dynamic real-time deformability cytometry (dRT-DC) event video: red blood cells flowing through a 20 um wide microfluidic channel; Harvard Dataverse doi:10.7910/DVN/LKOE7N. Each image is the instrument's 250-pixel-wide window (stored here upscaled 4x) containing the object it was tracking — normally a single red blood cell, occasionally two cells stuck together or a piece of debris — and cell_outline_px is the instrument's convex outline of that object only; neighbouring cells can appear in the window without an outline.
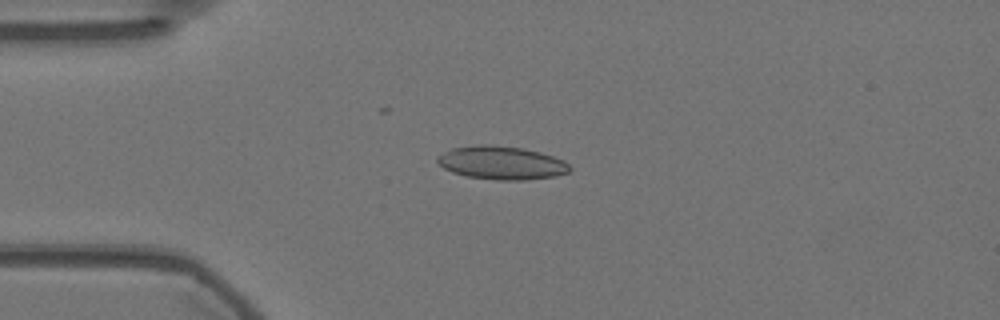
{"species": "Egyptian fruit bat (a non-hibernating species)", "species_latin": "Rousettus aegyptiacus", "temperature_condition": "warm", "stored_images_in_passage": 55, "camera_frame_rate_fps": 3000, "um_per_image_px": 0.085, "animal": {"sex": "female"}, "frame": {"image": 1, "passage_image": 13, "time_ms": 4.0, "image_size_px": [1000, 320], "cell_outline_px": [[572, 168], [568, 172], [556, 176], [524, 180], [496, 180], [464, 176], [452, 172], [444, 168], [436, 160], [436, 156], [452, 148], [480, 144], [484, 144], [524, 148], [540, 152], [564, 160]], "centroid_in_image_um": [42.62, 13.84], "position_along_channel_um": 42.4, "area_um2": 25.78}}
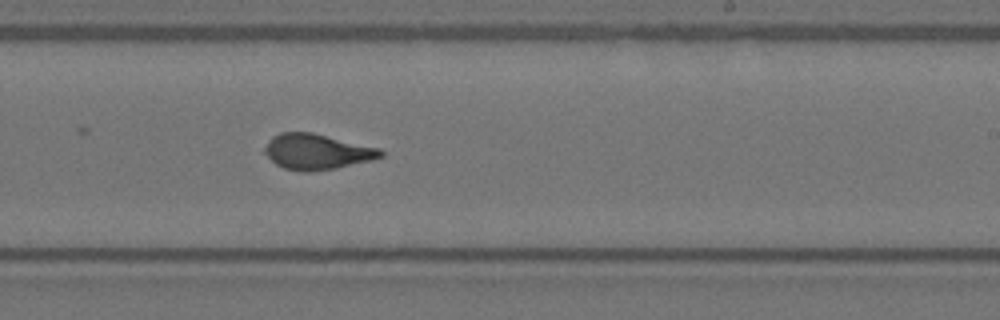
{"frame": {"image": 2, "passage_image": 33, "time_ms": 10.667, "image_size_px": [1000, 320], "cell_outline_px": [[384, 156], [372, 160], [336, 168], [308, 172], [300, 172], [284, 168], [276, 164], [264, 152], [264, 148], [268, 140], [272, 136], [280, 132], [312, 132], [380, 148], [384, 152]], "centroid_in_image_um": [26.94, 12.89], "position_along_channel_um": 262.1, "area_um2": 24.1}}
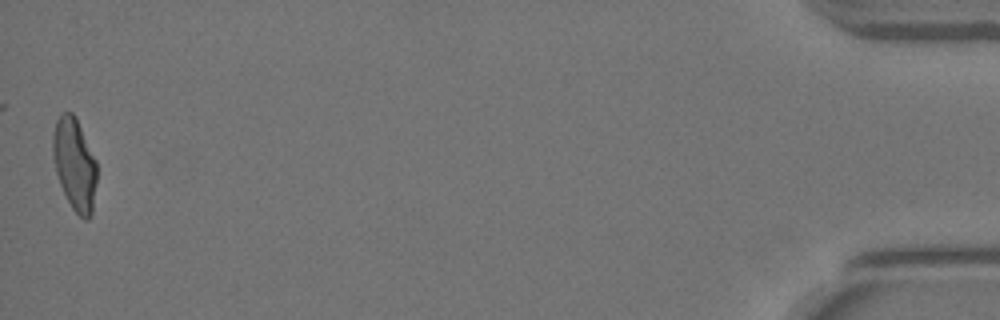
{"frame": {"image": 3, "passage_image": 55, "time_ms": 18.0, "image_size_px": [1000, 320], "cell_outline_px": [[96, 184], [92, 212], [88, 220], [84, 220], [72, 208], [60, 184], [56, 172], [52, 156], [52, 136], [56, 120], [60, 112], [72, 112], [76, 116], [96, 160]], "centroid_in_image_um": [6.33, 13.92], "position_along_channel_um": 428.9, "area_um2": 23.76}, "authors_computed_cell_mechanics": {"area_um2": 23.987, "velocity_mm_per_s": 3.5887, "shape_relaxation_time_tau1_ms": 10.938, "shape_relaxation_time_tau2_ms": 0.7794, "deformation_change_tau1": 0.2478, "deformation_change_tau2": 0.0621}}